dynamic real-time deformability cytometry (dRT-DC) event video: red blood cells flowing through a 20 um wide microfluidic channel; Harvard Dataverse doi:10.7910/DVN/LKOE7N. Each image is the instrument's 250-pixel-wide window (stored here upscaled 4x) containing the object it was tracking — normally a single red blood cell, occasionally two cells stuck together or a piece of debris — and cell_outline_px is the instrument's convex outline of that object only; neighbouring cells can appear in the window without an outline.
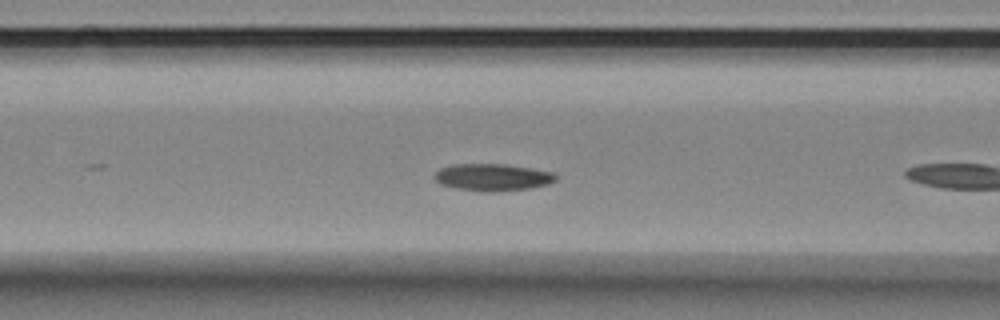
{"species": "Egyptian fruit bat (a non-hibernating species)", "species_latin": "Rousettus aegyptiacus", "temperature_condition": "room temperature", "stored_images_in_passage": 44, "camera_frame_rate_fps": 3000, "um_per_image_px": 0.085, "animal": {"sex": "female"}, "frame": {"image": 1, "passage_image": 8, "time_ms": 2.333, "image_size_px": [1000, 320], "cell_outline_px": [[556, 180], [548, 184], [532, 188], [496, 192], [484, 192], [456, 188], [440, 184], [432, 176], [440, 168], [452, 164], [504, 164], [556, 172]], "centroid_in_image_um": [41.87, 15.07], "position_along_channel_um": 124.7, "area_um2": 19.36}}
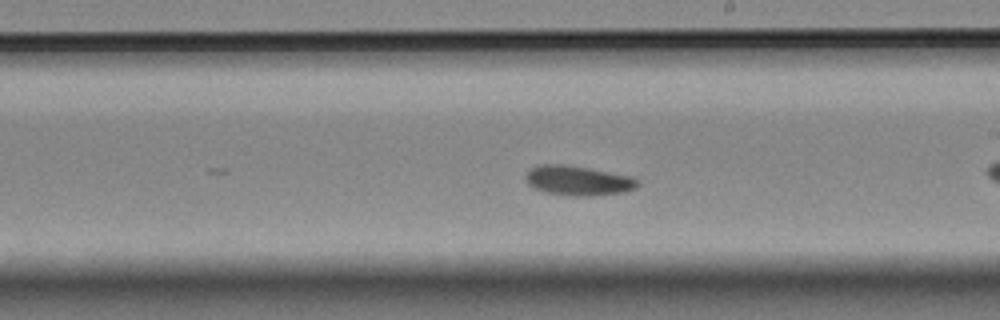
{"frame": {"image": 2, "passage_image": 18, "time_ms": 5.667, "image_size_px": [1000, 320], "cell_outline_px": [[640, 184], [636, 188], [624, 192], [596, 196], [568, 196], [544, 192], [528, 184], [524, 176], [532, 168], [540, 164], [564, 164], [588, 168], [632, 176], [640, 180]], "centroid_in_image_um": [49.18, 15.36], "position_along_channel_um": 239.8, "area_um2": 19.59}}
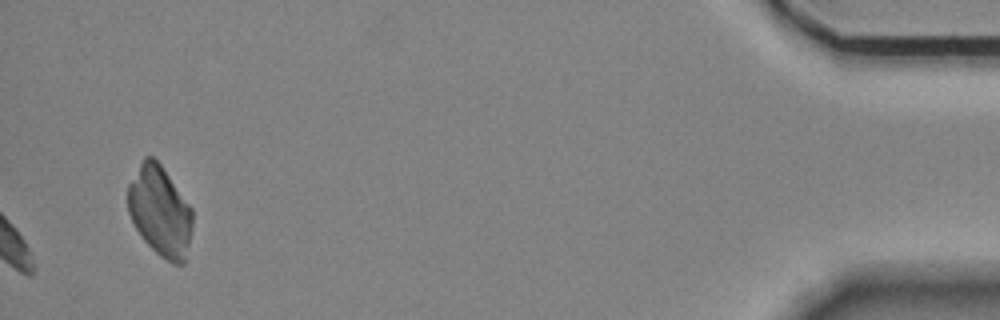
{"frame": {"image": 3, "passage_image": 44, "time_ms": 14.333, "image_size_px": [1000, 320], "cell_outline_px": [[192, 228], [184, 264], [172, 264], [160, 256], [144, 240], [136, 228], [128, 212], [128, 184], [144, 156], [152, 156], [160, 164], [192, 208]], "centroid_in_image_um": [13.59, 17.96], "position_along_channel_um": 421.6, "area_um2": 33.64}}